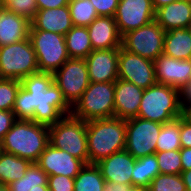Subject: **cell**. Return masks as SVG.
Segmentation results:
<instances>
[{
    "instance_id": "26",
    "label": "cell",
    "mask_w": 191,
    "mask_h": 191,
    "mask_svg": "<svg viewBox=\"0 0 191 191\" xmlns=\"http://www.w3.org/2000/svg\"><path fill=\"white\" fill-rule=\"evenodd\" d=\"M48 175L36 164L31 163L25 175L7 185L8 191L49 190Z\"/></svg>"
},
{
    "instance_id": "45",
    "label": "cell",
    "mask_w": 191,
    "mask_h": 191,
    "mask_svg": "<svg viewBox=\"0 0 191 191\" xmlns=\"http://www.w3.org/2000/svg\"><path fill=\"white\" fill-rule=\"evenodd\" d=\"M128 191H148V188L132 186Z\"/></svg>"
},
{
    "instance_id": "20",
    "label": "cell",
    "mask_w": 191,
    "mask_h": 191,
    "mask_svg": "<svg viewBox=\"0 0 191 191\" xmlns=\"http://www.w3.org/2000/svg\"><path fill=\"white\" fill-rule=\"evenodd\" d=\"M30 24V30L51 31L62 35L74 26L68 5L38 10Z\"/></svg>"
},
{
    "instance_id": "33",
    "label": "cell",
    "mask_w": 191,
    "mask_h": 191,
    "mask_svg": "<svg viewBox=\"0 0 191 191\" xmlns=\"http://www.w3.org/2000/svg\"><path fill=\"white\" fill-rule=\"evenodd\" d=\"M20 86L18 79H0V110H13Z\"/></svg>"
},
{
    "instance_id": "6",
    "label": "cell",
    "mask_w": 191,
    "mask_h": 191,
    "mask_svg": "<svg viewBox=\"0 0 191 191\" xmlns=\"http://www.w3.org/2000/svg\"><path fill=\"white\" fill-rule=\"evenodd\" d=\"M49 143L59 150L89 164L86 122L74 116H63L49 126Z\"/></svg>"
},
{
    "instance_id": "35",
    "label": "cell",
    "mask_w": 191,
    "mask_h": 191,
    "mask_svg": "<svg viewBox=\"0 0 191 191\" xmlns=\"http://www.w3.org/2000/svg\"><path fill=\"white\" fill-rule=\"evenodd\" d=\"M49 191H74V178L64 175H53L48 177Z\"/></svg>"
},
{
    "instance_id": "11",
    "label": "cell",
    "mask_w": 191,
    "mask_h": 191,
    "mask_svg": "<svg viewBox=\"0 0 191 191\" xmlns=\"http://www.w3.org/2000/svg\"><path fill=\"white\" fill-rule=\"evenodd\" d=\"M161 128V123L143 118L127 119L125 150L135 159L155 154Z\"/></svg>"
},
{
    "instance_id": "28",
    "label": "cell",
    "mask_w": 191,
    "mask_h": 191,
    "mask_svg": "<svg viewBox=\"0 0 191 191\" xmlns=\"http://www.w3.org/2000/svg\"><path fill=\"white\" fill-rule=\"evenodd\" d=\"M105 179L96 164H85L74 178V191H103Z\"/></svg>"
},
{
    "instance_id": "2",
    "label": "cell",
    "mask_w": 191,
    "mask_h": 191,
    "mask_svg": "<svg viewBox=\"0 0 191 191\" xmlns=\"http://www.w3.org/2000/svg\"><path fill=\"white\" fill-rule=\"evenodd\" d=\"M89 164H97L115 152L125 150L126 120L117 117L86 122Z\"/></svg>"
},
{
    "instance_id": "46",
    "label": "cell",
    "mask_w": 191,
    "mask_h": 191,
    "mask_svg": "<svg viewBox=\"0 0 191 191\" xmlns=\"http://www.w3.org/2000/svg\"><path fill=\"white\" fill-rule=\"evenodd\" d=\"M183 115L191 122V109L183 112Z\"/></svg>"
},
{
    "instance_id": "13",
    "label": "cell",
    "mask_w": 191,
    "mask_h": 191,
    "mask_svg": "<svg viewBox=\"0 0 191 191\" xmlns=\"http://www.w3.org/2000/svg\"><path fill=\"white\" fill-rule=\"evenodd\" d=\"M121 37L155 20V10L151 0H119L114 15Z\"/></svg>"
},
{
    "instance_id": "5",
    "label": "cell",
    "mask_w": 191,
    "mask_h": 191,
    "mask_svg": "<svg viewBox=\"0 0 191 191\" xmlns=\"http://www.w3.org/2000/svg\"><path fill=\"white\" fill-rule=\"evenodd\" d=\"M114 94V82H90L71 115L85 122L115 117Z\"/></svg>"
},
{
    "instance_id": "3",
    "label": "cell",
    "mask_w": 191,
    "mask_h": 191,
    "mask_svg": "<svg viewBox=\"0 0 191 191\" xmlns=\"http://www.w3.org/2000/svg\"><path fill=\"white\" fill-rule=\"evenodd\" d=\"M49 144V126L17 120L1 141V151L36 163Z\"/></svg>"
},
{
    "instance_id": "42",
    "label": "cell",
    "mask_w": 191,
    "mask_h": 191,
    "mask_svg": "<svg viewBox=\"0 0 191 191\" xmlns=\"http://www.w3.org/2000/svg\"><path fill=\"white\" fill-rule=\"evenodd\" d=\"M131 184H120L112 181H105L103 191H128Z\"/></svg>"
},
{
    "instance_id": "4",
    "label": "cell",
    "mask_w": 191,
    "mask_h": 191,
    "mask_svg": "<svg viewBox=\"0 0 191 191\" xmlns=\"http://www.w3.org/2000/svg\"><path fill=\"white\" fill-rule=\"evenodd\" d=\"M182 115L179 89L158 83L144 89L138 118L164 124Z\"/></svg>"
},
{
    "instance_id": "7",
    "label": "cell",
    "mask_w": 191,
    "mask_h": 191,
    "mask_svg": "<svg viewBox=\"0 0 191 191\" xmlns=\"http://www.w3.org/2000/svg\"><path fill=\"white\" fill-rule=\"evenodd\" d=\"M39 72L36 53L29 37L0 47V77L22 80Z\"/></svg>"
},
{
    "instance_id": "23",
    "label": "cell",
    "mask_w": 191,
    "mask_h": 191,
    "mask_svg": "<svg viewBox=\"0 0 191 191\" xmlns=\"http://www.w3.org/2000/svg\"><path fill=\"white\" fill-rule=\"evenodd\" d=\"M163 54L180 60L191 59L190 28H178L166 31Z\"/></svg>"
},
{
    "instance_id": "21",
    "label": "cell",
    "mask_w": 191,
    "mask_h": 191,
    "mask_svg": "<svg viewBox=\"0 0 191 191\" xmlns=\"http://www.w3.org/2000/svg\"><path fill=\"white\" fill-rule=\"evenodd\" d=\"M155 21L166 31L191 26V0H176L155 11Z\"/></svg>"
},
{
    "instance_id": "8",
    "label": "cell",
    "mask_w": 191,
    "mask_h": 191,
    "mask_svg": "<svg viewBox=\"0 0 191 191\" xmlns=\"http://www.w3.org/2000/svg\"><path fill=\"white\" fill-rule=\"evenodd\" d=\"M39 72L54 73L68 59L65 36L51 31L29 30Z\"/></svg>"
},
{
    "instance_id": "38",
    "label": "cell",
    "mask_w": 191,
    "mask_h": 191,
    "mask_svg": "<svg viewBox=\"0 0 191 191\" xmlns=\"http://www.w3.org/2000/svg\"><path fill=\"white\" fill-rule=\"evenodd\" d=\"M180 144L191 148V122L184 115L180 117Z\"/></svg>"
},
{
    "instance_id": "14",
    "label": "cell",
    "mask_w": 191,
    "mask_h": 191,
    "mask_svg": "<svg viewBox=\"0 0 191 191\" xmlns=\"http://www.w3.org/2000/svg\"><path fill=\"white\" fill-rule=\"evenodd\" d=\"M36 164L48 175H64L75 178L85 166L82 160L71 156L68 152L59 150L50 143L39 156Z\"/></svg>"
},
{
    "instance_id": "43",
    "label": "cell",
    "mask_w": 191,
    "mask_h": 191,
    "mask_svg": "<svg viewBox=\"0 0 191 191\" xmlns=\"http://www.w3.org/2000/svg\"><path fill=\"white\" fill-rule=\"evenodd\" d=\"M181 176L187 191H191V169L188 171H182Z\"/></svg>"
},
{
    "instance_id": "19",
    "label": "cell",
    "mask_w": 191,
    "mask_h": 191,
    "mask_svg": "<svg viewBox=\"0 0 191 191\" xmlns=\"http://www.w3.org/2000/svg\"><path fill=\"white\" fill-rule=\"evenodd\" d=\"M88 33L93 50L121 47V35L114 17L98 16L88 26Z\"/></svg>"
},
{
    "instance_id": "44",
    "label": "cell",
    "mask_w": 191,
    "mask_h": 191,
    "mask_svg": "<svg viewBox=\"0 0 191 191\" xmlns=\"http://www.w3.org/2000/svg\"><path fill=\"white\" fill-rule=\"evenodd\" d=\"M176 0H151L154 10L156 11L162 6L168 5Z\"/></svg>"
},
{
    "instance_id": "31",
    "label": "cell",
    "mask_w": 191,
    "mask_h": 191,
    "mask_svg": "<svg viewBox=\"0 0 191 191\" xmlns=\"http://www.w3.org/2000/svg\"><path fill=\"white\" fill-rule=\"evenodd\" d=\"M147 188L148 191H187L181 174L159 173Z\"/></svg>"
},
{
    "instance_id": "48",
    "label": "cell",
    "mask_w": 191,
    "mask_h": 191,
    "mask_svg": "<svg viewBox=\"0 0 191 191\" xmlns=\"http://www.w3.org/2000/svg\"><path fill=\"white\" fill-rule=\"evenodd\" d=\"M4 7L3 0H0V10Z\"/></svg>"
},
{
    "instance_id": "34",
    "label": "cell",
    "mask_w": 191,
    "mask_h": 191,
    "mask_svg": "<svg viewBox=\"0 0 191 191\" xmlns=\"http://www.w3.org/2000/svg\"><path fill=\"white\" fill-rule=\"evenodd\" d=\"M4 7L31 22L38 11L35 0H3Z\"/></svg>"
},
{
    "instance_id": "18",
    "label": "cell",
    "mask_w": 191,
    "mask_h": 191,
    "mask_svg": "<svg viewBox=\"0 0 191 191\" xmlns=\"http://www.w3.org/2000/svg\"><path fill=\"white\" fill-rule=\"evenodd\" d=\"M135 160L130 153L122 150L102 159L96 165L99 167L105 181L132 185Z\"/></svg>"
},
{
    "instance_id": "25",
    "label": "cell",
    "mask_w": 191,
    "mask_h": 191,
    "mask_svg": "<svg viewBox=\"0 0 191 191\" xmlns=\"http://www.w3.org/2000/svg\"><path fill=\"white\" fill-rule=\"evenodd\" d=\"M70 58H86L93 51L86 26H73L65 35Z\"/></svg>"
},
{
    "instance_id": "32",
    "label": "cell",
    "mask_w": 191,
    "mask_h": 191,
    "mask_svg": "<svg viewBox=\"0 0 191 191\" xmlns=\"http://www.w3.org/2000/svg\"><path fill=\"white\" fill-rule=\"evenodd\" d=\"M161 174H181L182 163L180 150L161 151L155 153Z\"/></svg>"
},
{
    "instance_id": "49",
    "label": "cell",
    "mask_w": 191,
    "mask_h": 191,
    "mask_svg": "<svg viewBox=\"0 0 191 191\" xmlns=\"http://www.w3.org/2000/svg\"><path fill=\"white\" fill-rule=\"evenodd\" d=\"M188 82H191V73H190V76H189V80H188Z\"/></svg>"
},
{
    "instance_id": "15",
    "label": "cell",
    "mask_w": 191,
    "mask_h": 191,
    "mask_svg": "<svg viewBox=\"0 0 191 191\" xmlns=\"http://www.w3.org/2000/svg\"><path fill=\"white\" fill-rule=\"evenodd\" d=\"M155 77L158 84L181 89L188 83L191 59L180 60L161 54L154 60Z\"/></svg>"
},
{
    "instance_id": "16",
    "label": "cell",
    "mask_w": 191,
    "mask_h": 191,
    "mask_svg": "<svg viewBox=\"0 0 191 191\" xmlns=\"http://www.w3.org/2000/svg\"><path fill=\"white\" fill-rule=\"evenodd\" d=\"M119 48L93 50L85 58L90 82H115L118 79Z\"/></svg>"
},
{
    "instance_id": "40",
    "label": "cell",
    "mask_w": 191,
    "mask_h": 191,
    "mask_svg": "<svg viewBox=\"0 0 191 191\" xmlns=\"http://www.w3.org/2000/svg\"><path fill=\"white\" fill-rule=\"evenodd\" d=\"M38 10L59 8L68 5L69 0H35Z\"/></svg>"
},
{
    "instance_id": "29",
    "label": "cell",
    "mask_w": 191,
    "mask_h": 191,
    "mask_svg": "<svg viewBox=\"0 0 191 191\" xmlns=\"http://www.w3.org/2000/svg\"><path fill=\"white\" fill-rule=\"evenodd\" d=\"M156 141V152L180 150V117L162 124Z\"/></svg>"
},
{
    "instance_id": "10",
    "label": "cell",
    "mask_w": 191,
    "mask_h": 191,
    "mask_svg": "<svg viewBox=\"0 0 191 191\" xmlns=\"http://www.w3.org/2000/svg\"><path fill=\"white\" fill-rule=\"evenodd\" d=\"M54 83L61 90L66 102L72 107L90 83L84 58H70L53 73Z\"/></svg>"
},
{
    "instance_id": "1",
    "label": "cell",
    "mask_w": 191,
    "mask_h": 191,
    "mask_svg": "<svg viewBox=\"0 0 191 191\" xmlns=\"http://www.w3.org/2000/svg\"><path fill=\"white\" fill-rule=\"evenodd\" d=\"M17 120L51 126L71 114V106L54 83L53 73L37 72L23 78L12 110Z\"/></svg>"
},
{
    "instance_id": "22",
    "label": "cell",
    "mask_w": 191,
    "mask_h": 191,
    "mask_svg": "<svg viewBox=\"0 0 191 191\" xmlns=\"http://www.w3.org/2000/svg\"><path fill=\"white\" fill-rule=\"evenodd\" d=\"M30 22L3 7L0 10V47L29 37Z\"/></svg>"
},
{
    "instance_id": "27",
    "label": "cell",
    "mask_w": 191,
    "mask_h": 191,
    "mask_svg": "<svg viewBox=\"0 0 191 191\" xmlns=\"http://www.w3.org/2000/svg\"><path fill=\"white\" fill-rule=\"evenodd\" d=\"M160 173L155 154L135 160L132 172V186L148 187L150 182Z\"/></svg>"
},
{
    "instance_id": "30",
    "label": "cell",
    "mask_w": 191,
    "mask_h": 191,
    "mask_svg": "<svg viewBox=\"0 0 191 191\" xmlns=\"http://www.w3.org/2000/svg\"><path fill=\"white\" fill-rule=\"evenodd\" d=\"M70 16L74 26H88L98 17L90 0H69Z\"/></svg>"
},
{
    "instance_id": "9",
    "label": "cell",
    "mask_w": 191,
    "mask_h": 191,
    "mask_svg": "<svg viewBox=\"0 0 191 191\" xmlns=\"http://www.w3.org/2000/svg\"><path fill=\"white\" fill-rule=\"evenodd\" d=\"M165 30L155 20L124 34L121 47L126 51L154 61L163 54Z\"/></svg>"
},
{
    "instance_id": "17",
    "label": "cell",
    "mask_w": 191,
    "mask_h": 191,
    "mask_svg": "<svg viewBox=\"0 0 191 191\" xmlns=\"http://www.w3.org/2000/svg\"><path fill=\"white\" fill-rule=\"evenodd\" d=\"M114 89L115 117L125 120L137 117L144 89L119 78Z\"/></svg>"
},
{
    "instance_id": "39",
    "label": "cell",
    "mask_w": 191,
    "mask_h": 191,
    "mask_svg": "<svg viewBox=\"0 0 191 191\" xmlns=\"http://www.w3.org/2000/svg\"><path fill=\"white\" fill-rule=\"evenodd\" d=\"M180 106L183 112L191 109V82L180 89Z\"/></svg>"
},
{
    "instance_id": "12",
    "label": "cell",
    "mask_w": 191,
    "mask_h": 191,
    "mask_svg": "<svg viewBox=\"0 0 191 191\" xmlns=\"http://www.w3.org/2000/svg\"><path fill=\"white\" fill-rule=\"evenodd\" d=\"M118 78L147 89L157 83L154 61L119 48Z\"/></svg>"
},
{
    "instance_id": "41",
    "label": "cell",
    "mask_w": 191,
    "mask_h": 191,
    "mask_svg": "<svg viewBox=\"0 0 191 191\" xmlns=\"http://www.w3.org/2000/svg\"><path fill=\"white\" fill-rule=\"evenodd\" d=\"M181 155V163H182V171H188L191 169V148H184L180 149Z\"/></svg>"
},
{
    "instance_id": "36",
    "label": "cell",
    "mask_w": 191,
    "mask_h": 191,
    "mask_svg": "<svg viewBox=\"0 0 191 191\" xmlns=\"http://www.w3.org/2000/svg\"><path fill=\"white\" fill-rule=\"evenodd\" d=\"M98 16L114 17L119 0H90Z\"/></svg>"
},
{
    "instance_id": "37",
    "label": "cell",
    "mask_w": 191,
    "mask_h": 191,
    "mask_svg": "<svg viewBox=\"0 0 191 191\" xmlns=\"http://www.w3.org/2000/svg\"><path fill=\"white\" fill-rule=\"evenodd\" d=\"M16 121L17 119L12 110H0V142Z\"/></svg>"
},
{
    "instance_id": "47",
    "label": "cell",
    "mask_w": 191,
    "mask_h": 191,
    "mask_svg": "<svg viewBox=\"0 0 191 191\" xmlns=\"http://www.w3.org/2000/svg\"><path fill=\"white\" fill-rule=\"evenodd\" d=\"M0 191H8L7 186L0 185Z\"/></svg>"
},
{
    "instance_id": "24",
    "label": "cell",
    "mask_w": 191,
    "mask_h": 191,
    "mask_svg": "<svg viewBox=\"0 0 191 191\" xmlns=\"http://www.w3.org/2000/svg\"><path fill=\"white\" fill-rule=\"evenodd\" d=\"M31 162L14 154L0 152V185L8 184L19 180L25 175Z\"/></svg>"
}]
</instances>
